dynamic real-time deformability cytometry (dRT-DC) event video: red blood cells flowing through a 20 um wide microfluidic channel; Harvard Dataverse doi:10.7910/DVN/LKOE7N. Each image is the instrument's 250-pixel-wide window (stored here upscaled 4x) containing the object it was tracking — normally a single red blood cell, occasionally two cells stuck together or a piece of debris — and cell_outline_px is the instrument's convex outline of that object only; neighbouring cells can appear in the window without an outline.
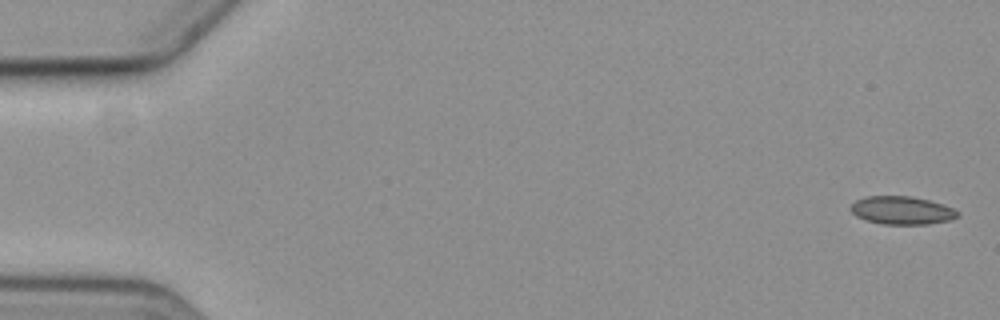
{"species": "common noctule bat (a hibernating species)", "species_latin": "Nyctalus noctula", "temperature_condition": "cold", "stored_images_in_passage": 4, "camera_frame_rate_fps": 3000, "um_per_image_px": 0.085, "animal": {"sex": "female", "body_mass_g": 19.3, "forearm_length_mm": 54.1}, "frame": {"image": 1, "passage_image": 1, "time_ms": 0.0, "image_size_px": [1000, 320], "cell_outline_px": [[956, 216], [948, 220], [928, 224], [884, 224], [868, 220], [856, 216], [852, 212], [852, 204], [856, 200], [868, 196], [912, 196], [944, 204], [952, 208], [956, 212]], "centroid_in_image_um": [76.64, 17.87], "position_along_channel_um": 8.4, "area_um2": 17.11}}